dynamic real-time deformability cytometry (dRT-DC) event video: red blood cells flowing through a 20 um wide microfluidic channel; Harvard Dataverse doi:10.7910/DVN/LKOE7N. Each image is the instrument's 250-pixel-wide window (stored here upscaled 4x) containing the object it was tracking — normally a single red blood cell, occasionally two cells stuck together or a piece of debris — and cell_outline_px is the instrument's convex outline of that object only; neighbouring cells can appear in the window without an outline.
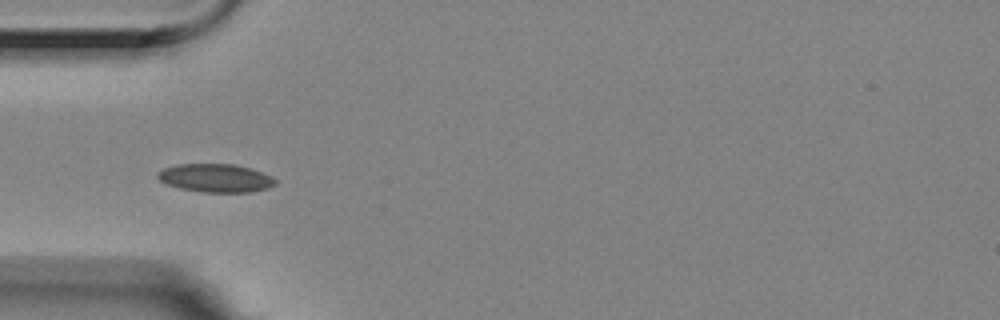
{"species": "Egyptian fruit bat (a non-hibernating species)", "species_latin": "Rousettus aegyptiacus", "temperature_condition": "room temperature", "stored_images_in_passage": 4, "camera_frame_rate_fps": 3000, "um_per_image_px": 0.085, "animal": {"sex": "female"}, "frame": {"image": 1, "passage_image": 3, "time_ms": 0.667, "image_size_px": [1000, 320], "cell_outline_px": [[276, 184], [268, 188], [252, 192], [200, 192], [180, 188], [168, 184], [160, 180], [156, 176], [156, 172], [164, 168], [176, 164], [236, 164], [272, 176], [276, 180]], "centroid_in_image_um": [18.32, 15.13], "position_along_channel_um": 66.7, "area_um2": 19.42}}
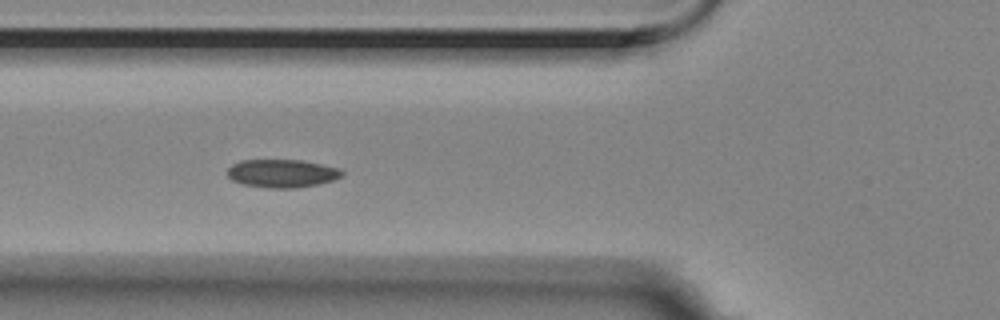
{"frame": {"image": 2, "passage_image": 4, "time_ms": 1.0, "image_size_px": [1000, 320], "cell_outline_px": [[344, 172], [340, 176], [332, 180], [320, 184], [296, 188], [268, 188], [244, 184], [232, 180], [228, 176], [228, 168], [232, 164], [240, 160], [300, 160], [340, 168]], "centroid_in_image_um": [23.96, 14.74], "position_along_channel_um": 101.8, "area_um2": 18.73}}